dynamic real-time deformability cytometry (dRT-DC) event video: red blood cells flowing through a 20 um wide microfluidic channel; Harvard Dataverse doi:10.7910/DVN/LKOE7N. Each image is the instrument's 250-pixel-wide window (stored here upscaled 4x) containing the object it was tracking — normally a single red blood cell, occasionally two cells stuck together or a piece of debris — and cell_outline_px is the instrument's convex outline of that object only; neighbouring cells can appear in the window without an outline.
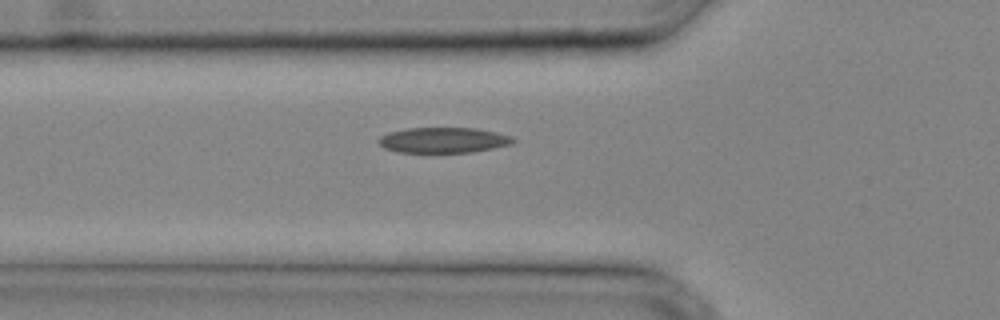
{"species": "common noctule bat (a hibernating species)", "species_latin": "Nyctalus noctula", "temperature_condition": "cold", "stored_images_in_passage": 24, "camera_frame_rate_fps": 3000, "um_per_image_px": 0.085, "animal": {"sex": "male", "body_mass_g": 20.4}, "frame": {"image": 1, "passage_image": 4, "time_ms": 1.0, "image_size_px": [1000, 320], "cell_outline_px": [[516, 140], [512, 144], [472, 152], [400, 152], [384, 148], [380, 144], [380, 136], [388, 132], [408, 128], [476, 128], [496, 132], [512, 136]], "centroid_in_image_um": [37.71, 11.9], "position_along_channel_um": 88.1, "area_um2": 19.83}}
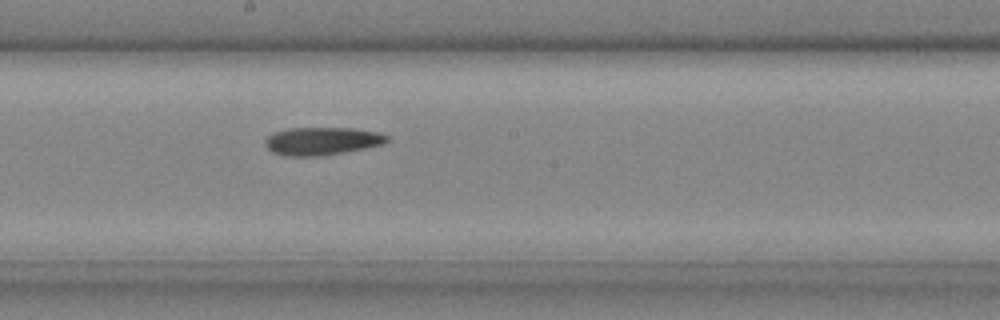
{"frame": {"image": 2, "passage_image": 11, "time_ms": 3.333, "image_size_px": [1000, 320], "cell_outline_px": [[388, 140], [384, 144], [364, 148], [320, 156], [284, 156], [272, 152], [264, 144], [264, 140], [268, 136], [276, 132], [288, 128], [352, 128], [376, 132], [388, 136]], "centroid_in_image_um": [27.33, 11.99], "position_along_channel_um": 220.9, "area_um2": 19.65}}
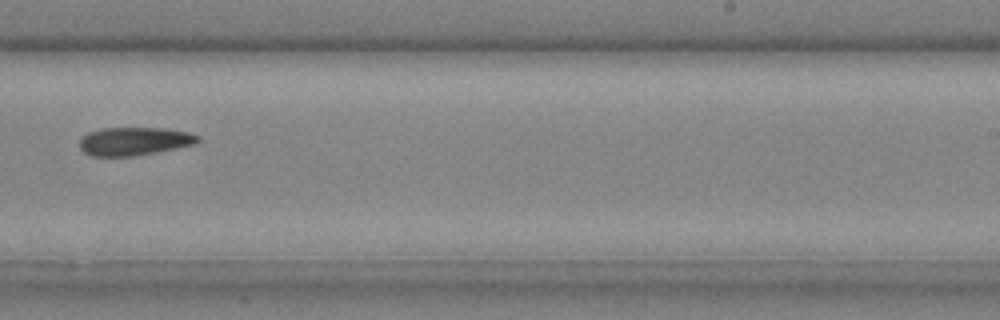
{"frame": {"image": 3, "passage_image": 14, "time_ms": 4.333, "image_size_px": [1000, 320], "cell_outline_px": [[200, 140], [196, 144], [136, 156], [92, 156], [84, 152], [80, 148], [80, 140], [88, 132], [100, 128], [164, 128], [188, 132], [200, 136]], "centroid_in_image_um": [11.43, 12.0], "position_along_channel_um": 277.6, "area_um2": 19.48}}